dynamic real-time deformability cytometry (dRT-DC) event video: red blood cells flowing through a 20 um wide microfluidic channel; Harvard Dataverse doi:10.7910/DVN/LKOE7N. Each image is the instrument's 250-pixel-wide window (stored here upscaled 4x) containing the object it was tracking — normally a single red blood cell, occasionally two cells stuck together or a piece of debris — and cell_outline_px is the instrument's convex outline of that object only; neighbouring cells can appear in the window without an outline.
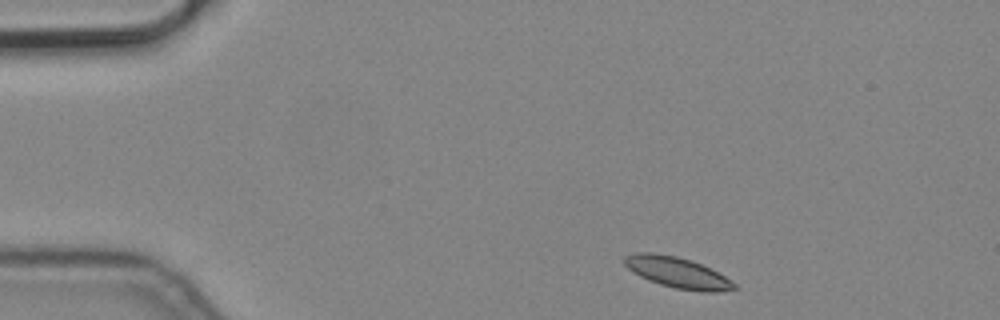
{"species": "common noctule bat (a hibernating species)", "species_latin": "Nyctalus noctula", "temperature_condition": "cold", "stored_images_in_passage": 3, "camera_frame_rate_fps": 3000, "um_per_image_px": 0.085, "animal": {"sex": "male", "body_mass_g": 19.2, "forearm_length_mm": 51.8}, "frame": {"image": 1, "passage_image": 1, "time_ms": 0.0, "image_size_px": [1000, 320], "cell_outline_px": [[740, 288], [716, 292], [704, 292], [676, 288], [660, 284], [648, 280], [632, 272], [624, 264], [624, 256], [636, 252], [652, 252], [676, 256], [692, 260], [724, 276], [736, 284]], "centroid_in_image_um": [57.56, 23.16], "position_along_channel_um": 27.4, "area_um2": 19.65}}